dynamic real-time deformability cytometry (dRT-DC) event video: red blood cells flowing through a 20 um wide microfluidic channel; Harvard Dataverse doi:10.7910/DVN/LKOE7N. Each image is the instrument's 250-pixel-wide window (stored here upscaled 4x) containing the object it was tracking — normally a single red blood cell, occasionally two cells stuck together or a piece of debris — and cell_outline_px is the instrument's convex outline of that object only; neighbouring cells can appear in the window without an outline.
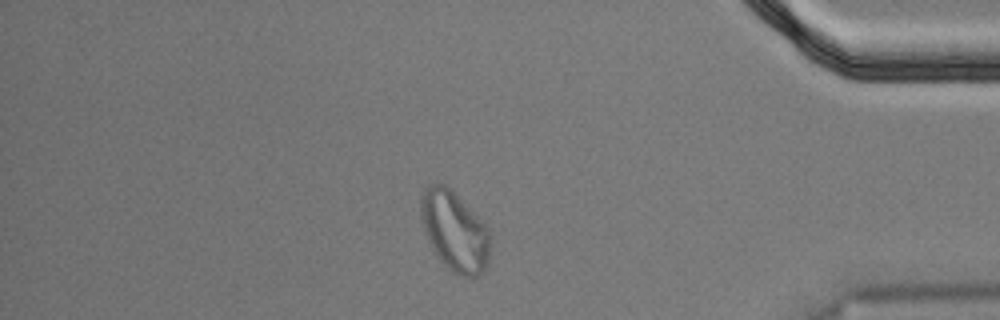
{"species": "Egyptian fruit bat (a non-hibernating species)", "species_latin": "Rousettus aegyptiacus", "temperature_condition": "cold", "stored_images_in_passage": 55, "segment_of_instrument_passage": [2, 2], "camera_frame_rate_fps": 3000, "um_per_image_px": 0.085, "animal": {"sex": "male"}, "frame": {"image": 1, "passage_image": 46, "time_ms": 15.0, "image_size_px": [1000, 320], "cell_outline_px": [[492, 240], [488, 264], [476, 276], [460, 276], [452, 272], [440, 260], [428, 240], [420, 216], [420, 196], [424, 188], [428, 184], [444, 184], [488, 228]], "centroid_in_image_um": [38.63, 19.67], "position_along_channel_um": 396.6, "area_um2": 31.91}}